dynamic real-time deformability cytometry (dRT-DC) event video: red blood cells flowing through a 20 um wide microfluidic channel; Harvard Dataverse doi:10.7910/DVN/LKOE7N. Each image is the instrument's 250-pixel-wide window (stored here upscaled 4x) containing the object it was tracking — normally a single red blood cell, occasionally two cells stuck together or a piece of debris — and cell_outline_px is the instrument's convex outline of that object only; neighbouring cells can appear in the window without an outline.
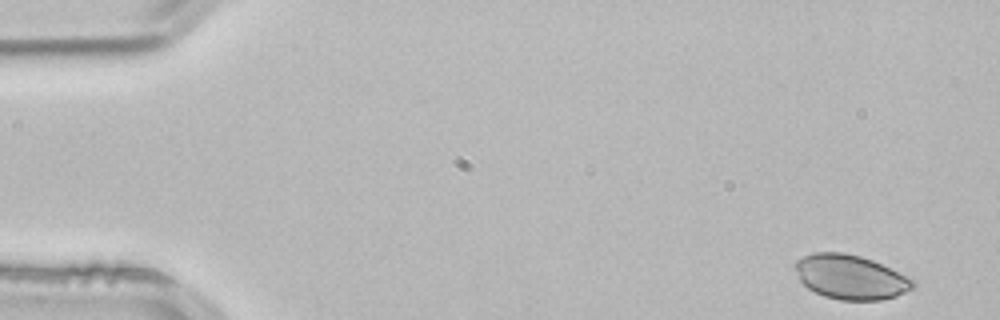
{"species": "common noctule bat (a hibernating species)", "species_latin": "Nyctalus noctula", "temperature_condition": "room temperature", "stored_images_in_passage": 4, "camera_frame_rate_fps": 3000, "um_per_image_px": 0.085, "animal": {"sex": "male", "body_mass_g": 21.5, "forearm_length_mm": 52.0}, "frame": {"image": 1, "passage_image": 1, "time_ms": 0.0, "image_size_px": [1000, 320], "cell_outline_px": [[916, 284], [912, 288], [896, 296], [880, 300], [840, 300], [824, 296], [808, 288], [800, 280], [796, 268], [796, 260], [812, 252], [844, 252], [860, 256], [872, 260], [908, 276], [916, 280]], "centroid_in_image_um": [72.31, 23.54], "position_along_channel_um": 12.7, "area_um2": 30.35}}